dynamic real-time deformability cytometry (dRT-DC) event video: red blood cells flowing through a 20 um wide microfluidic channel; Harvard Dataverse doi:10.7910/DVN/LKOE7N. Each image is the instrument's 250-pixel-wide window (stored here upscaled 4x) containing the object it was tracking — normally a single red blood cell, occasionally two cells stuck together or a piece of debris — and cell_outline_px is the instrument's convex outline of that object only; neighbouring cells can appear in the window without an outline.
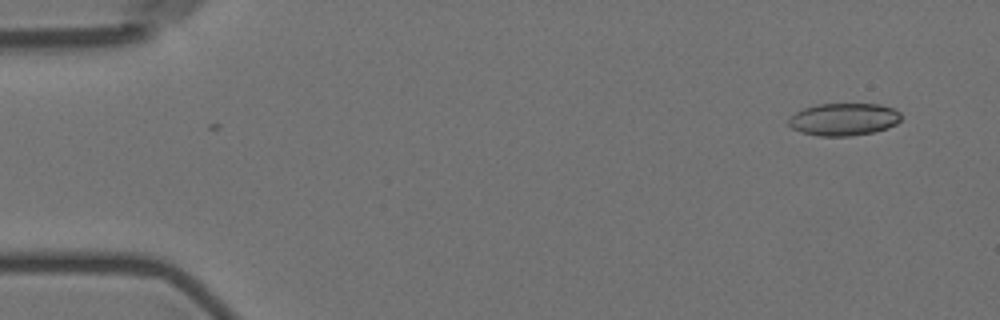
{"species": "Egyptian fruit bat (a non-hibernating species)", "species_latin": "Rousettus aegyptiacus", "temperature_condition": "room temperature", "stored_images_in_passage": 10, "camera_frame_rate_fps": 3000, "um_per_image_px": 0.085, "animal": {"sex": "female"}, "frame": {"image": 1, "passage_image": 1, "time_ms": 0.0, "image_size_px": [1000, 320], "cell_outline_px": [[900, 120], [896, 124], [888, 128], [872, 132], [848, 136], [820, 136], [800, 132], [792, 128], [788, 124], [788, 120], [796, 112], [804, 108], [816, 104], [880, 104], [892, 108], [900, 112]], "centroid_in_image_um": [71.71, 10.14], "position_along_channel_um": 13.3, "area_um2": 21.21}}
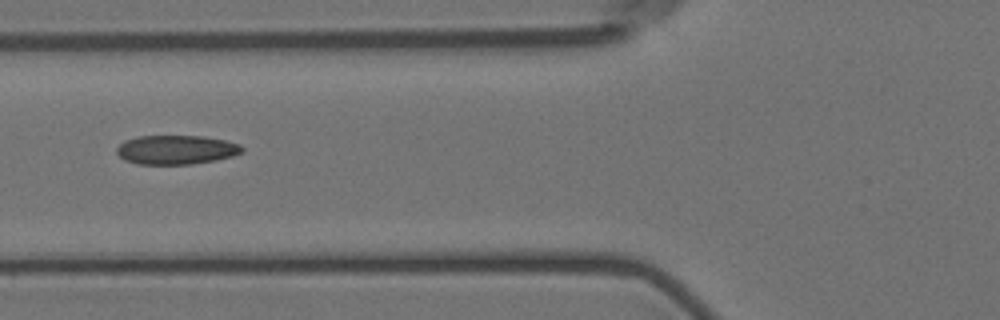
{"frame": {"image": 2, "passage_image": 6, "time_ms": 6.0, "image_size_px": [1000, 320], "cell_outline_px": [[244, 152], [232, 156], [216, 160], [192, 164], [136, 164], [124, 160], [116, 152], [116, 148], [124, 140], [136, 136], [200, 136], [224, 140], [240, 144], [244, 148]], "centroid_in_image_um": [14.96, 12.73], "position_along_channel_um": 110.8, "area_um2": 21.39}}
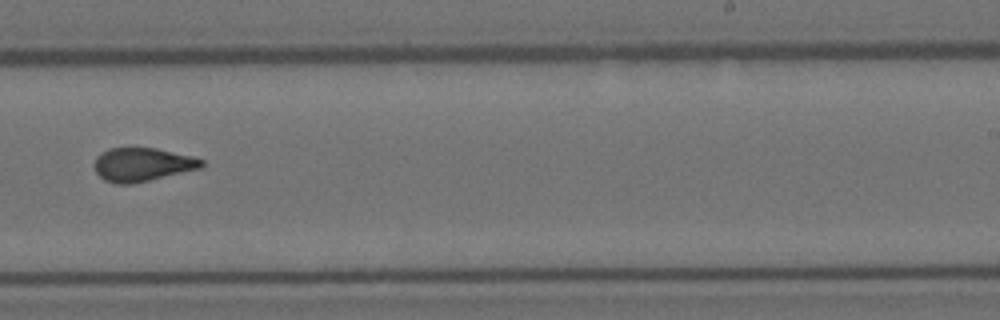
{"frame": {"image": 3, "passage_image": 10, "time_ms": 10.667, "image_size_px": [1000, 320], "cell_outline_px": [[204, 164], [200, 168], [132, 184], [116, 184], [104, 180], [96, 172], [92, 164], [96, 156], [108, 148], [156, 148], [192, 156], [204, 160]], "centroid_in_image_um": [12.05, 13.98], "position_along_channel_um": 276.9, "area_um2": 20.98}}